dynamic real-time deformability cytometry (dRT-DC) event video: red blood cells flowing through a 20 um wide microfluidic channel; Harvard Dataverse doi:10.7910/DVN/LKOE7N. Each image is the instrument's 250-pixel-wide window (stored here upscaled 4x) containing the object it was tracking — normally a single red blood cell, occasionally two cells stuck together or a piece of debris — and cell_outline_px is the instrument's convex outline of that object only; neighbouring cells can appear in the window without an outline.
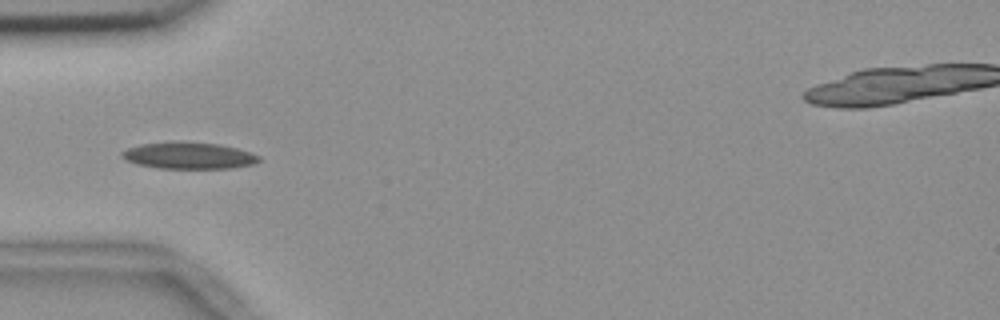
{"species": "common noctule bat (a hibernating species)", "species_latin": "Nyctalus noctula", "temperature_condition": "room temperature", "stored_images_in_passage": 40, "segment_of_instrument_passage": [1, 2], "camera_frame_rate_fps": 3000, "um_per_image_px": 0.085, "animal": {"sex": "female", "body_mass_g": 18.4}, "frame": {"image": 1, "passage_image": 1, "time_ms": 0.0, "image_size_px": [1000, 320], "cell_outline_px": [[260, 160], [252, 164], [232, 168], [160, 168], [136, 164], [120, 156], [120, 152], [128, 148], [140, 144], [172, 140], [180, 140], [220, 144], [252, 152], [260, 156]], "centroid_in_image_um": [16.03, 13.2], "position_along_channel_um": 69.0, "area_um2": 21.62}}
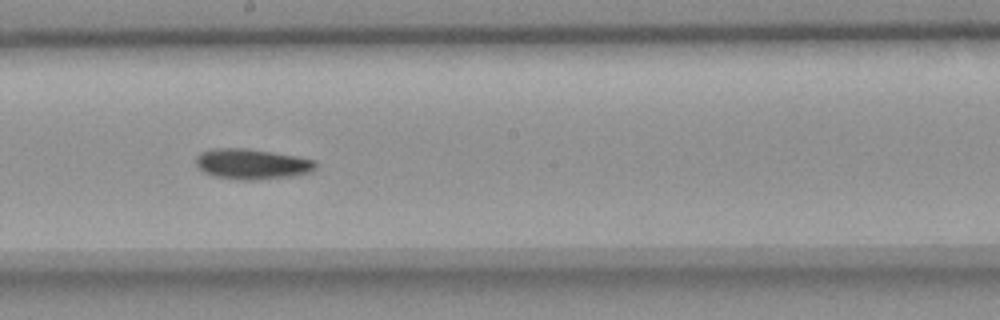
{"frame": {"image": 2, "passage_image": 14, "time_ms": 4.333, "image_size_px": [1000, 320], "cell_outline_px": [[316, 168], [312, 172], [292, 176], [256, 180], [240, 180], [216, 176], [204, 172], [196, 164], [196, 156], [200, 152], [216, 148], [244, 148], [272, 152], [296, 156], [312, 160], [316, 164]], "centroid_in_image_um": [21.41, 13.94], "position_along_channel_um": 226.8, "area_um2": 21.1}}
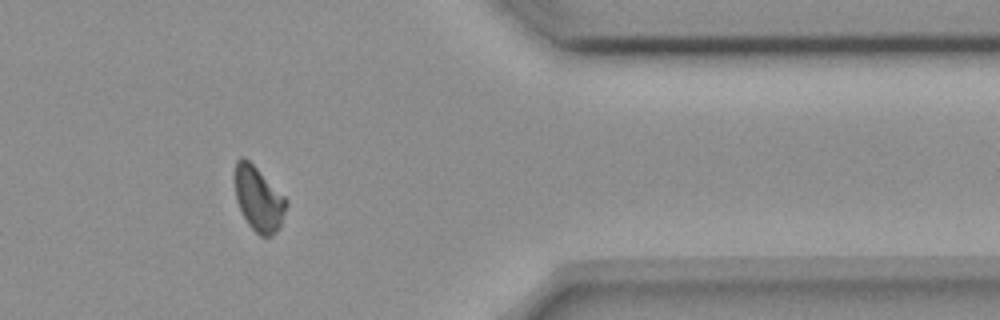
{"frame": {"image": 3, "passage_image": 29, "time_ms": 9.333, "image_size_px": [1000, 320], "cell_outline_px": [[288, 204], [280, 228], [272, 236], [260, 236], [248, 224], [236, 200], [236, 160], [240, 156], [244, 156], [288, 200]], "centroid_in_image_um": [22.01, 16.94], "position_along_channel_um": 389.4, "area_um2": 19.02}}